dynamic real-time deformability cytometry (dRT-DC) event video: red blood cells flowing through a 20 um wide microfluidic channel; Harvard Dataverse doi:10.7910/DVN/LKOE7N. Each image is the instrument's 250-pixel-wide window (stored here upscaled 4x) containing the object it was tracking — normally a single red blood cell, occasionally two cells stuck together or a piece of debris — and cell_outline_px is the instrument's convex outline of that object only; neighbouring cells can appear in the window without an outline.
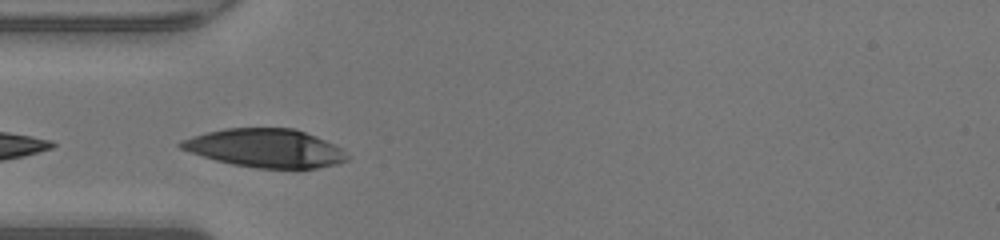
{"species": "human", "species_latin": "Homo sapiens", "temperature_condition": "warm", "stored_images_in_passage": 16, "camera_frame_rate_fps": 3000, "um_per_image_px": 0.085, "donor": {"sex": "male"}, "frame": {"image": 1, "passage_image": 1, "time_ms": 0.0, "image_size_px": [1000, 240], "cell_outline_px": [[352, 156], [348, 160], [336, 164], [316, 168], [256, 168], [232, 164], [216, 160], [180, 148], [176, 144], [180, 140], [192, 136], [224, 128], [292, 128], [316, 136], [340, 148]], "centroid_in_image_um": [22.57, 12.59], "position_along_channel_um": 62.4, "area_um2": 37.05}}
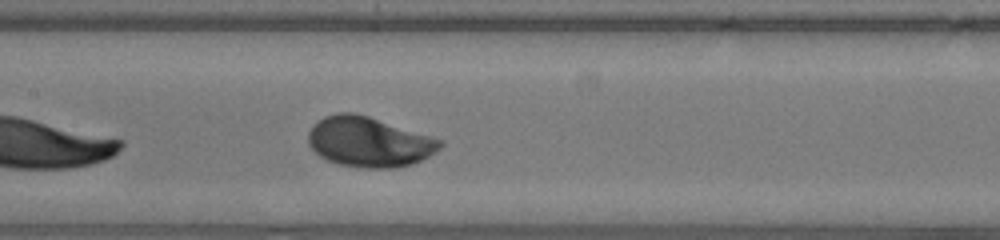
{"frame": {"image": 2, "passage_image": 9, "time_ms": 2.667, "image_size_px": [1000, 240], "cell_outline_px": [[444, 144], [436, 152], [412, 164], [396, 168], [360, 168], [340, 164], [328, 160], [320, 156], [308, 144], [308, 132], [312, 124], [324, 116], [336, 112], [352, 112], [368, 116], [444, 140]], "centroid_in_image_um": [31.36, 12.05], "position_along_channel_um": 176.0, "area_um2": 38.61}}
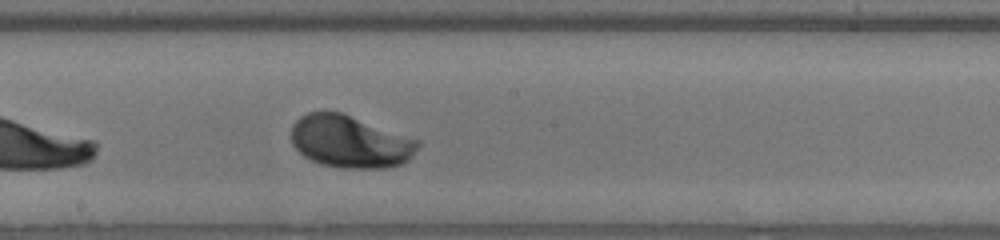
{"frame": {"image": 3, "passage_image": 12, "time_ms": 3.667, "image_size_px": [1000, 240], "cell_outline_px": [[420, 144], [412, 156], [404, 164], [388, 168], [340, 168], [320, 164], [304, 156], [292, 144], [292, 124], [300, 116], [308, 112], [344, 112], [420, 140]], "centroid_in_image_um": [29.78, 12.04], "position_along_channel_um": 218.4, "area_um2": 39.02}}